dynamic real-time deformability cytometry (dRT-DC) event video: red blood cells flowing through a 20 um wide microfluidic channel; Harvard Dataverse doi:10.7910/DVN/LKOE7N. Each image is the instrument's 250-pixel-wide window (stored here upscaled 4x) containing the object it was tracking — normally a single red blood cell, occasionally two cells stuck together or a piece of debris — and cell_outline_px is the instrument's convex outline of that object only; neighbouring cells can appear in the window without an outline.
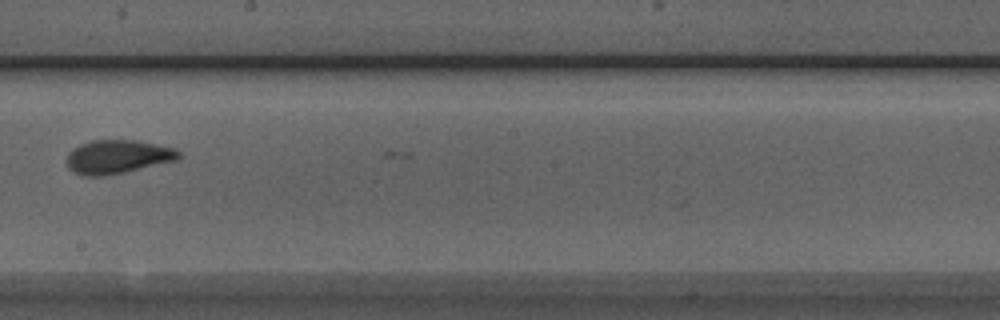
{"species": "Egyptian fruit bat (a non-hibernating species)", "species_latin": "Rousettus aegyptiacus", "temperature_condition": "room temperature", "stored_images_in_passage": 9, "camera_frame_rate_fps": 3000, "um_per_image_px": 0.085, "animal": {"sex": "male"}, "frame": {"image": 1, "passage_image": 8, "time_ms": 2.333, "image_size_px": [1000, 320], "cell_outline_px": [[184, 156], [180, 160], [124, 172], [100, 176], [80, 176], [68, 168], [68, 152], [72, 148], [80, 144], [92, 140], [136, 140], [176, 148]], "centroid_in_image_um": [10.05, 13.32], "position_along_channel_um": 238.2, "area_um2": 22.25}}
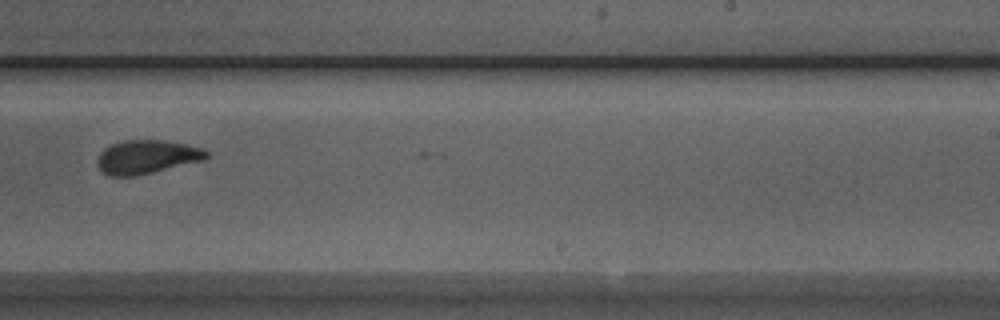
{"frame": {"image": 2, "passage_image": 9, "time_ms": 2.667, "image_size_px": [1000, 320], "cell_outline_px": [[208, 156], [204, 160], [136, 176], [108, 176], [96, 164], [96, 160], [100, 152], [104, 148], [112, 144], [124, 140], [164, 140], [184, 144], [200, 148], [208, 152]], "centroid_in_image_um": [12.44, 13.34], "position_along_channel_um": 276.6, "area_um2": 21.33}}